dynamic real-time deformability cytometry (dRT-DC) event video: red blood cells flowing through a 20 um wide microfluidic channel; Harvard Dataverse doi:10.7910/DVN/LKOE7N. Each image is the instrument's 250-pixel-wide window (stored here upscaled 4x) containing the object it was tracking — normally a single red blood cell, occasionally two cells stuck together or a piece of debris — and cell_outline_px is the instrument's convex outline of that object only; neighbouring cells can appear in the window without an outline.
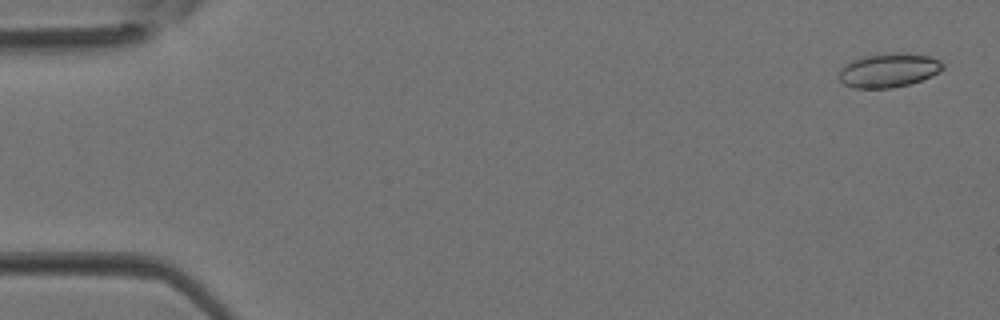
{"species": "Egyptian fruit bat (a non-hibernating species)", "species_latin": "Rousettus aegyptiacus", "temperature_condition": "room temperature", "stored_images_in_passage": 4, "camera_frame_rate_fps": 3000, "um_per_image_px": 0.085, "animal": {"sex": "female"}, "frame": {"image": 1, "passage_image": 1, "time_ms": 0.0, "image_size_px": [1000, 320], "cell_outline_px": [[944, 68], [932, 76], [908, 84], [892, 88], [852, 88], [844, 84], [840, 80], [840, 68], [844, 64], [852, 60], [864, 56], [896, 52], [928, 56], [940, 60], [944, 64]], "centroid_in_image_um": [75.53, 5.97], "position_along_channel_um": 9.5, "area_um2": 20.52}}